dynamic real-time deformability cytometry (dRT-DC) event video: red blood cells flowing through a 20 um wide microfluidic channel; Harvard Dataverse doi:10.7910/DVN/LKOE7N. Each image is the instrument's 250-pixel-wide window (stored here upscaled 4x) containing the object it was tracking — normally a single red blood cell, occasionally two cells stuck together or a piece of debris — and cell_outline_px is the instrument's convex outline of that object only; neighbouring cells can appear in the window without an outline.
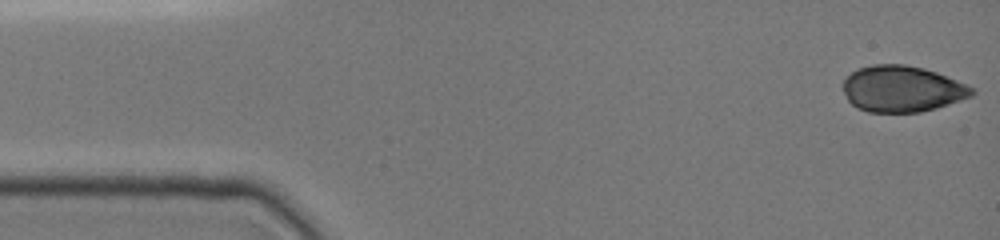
{"species": "common noctule bat (a hibernating species)", "species_latin": "Nyctalus noctula", "temperature_condition": "cold", "stored_images_in_passage": 21, "camera_frame_rate_fps": 3000, "um_per_image_px": 0.085, "animal": {"sex": "female", "body_mass_g": 19.0, "forearm_length_mm": 51.5}, "frame": {"image": 1, "passage_image": 1, "time_ms": 0.0, "image_size_px": [1000, 240], "cell_outline_px": [[976, 92], [972, 96], [936, 108], [920, 112], [868, 112], [856, 108], [848, 100], [844, 92], [844, 80], [856, 68], [872, 64], [904, 64], [924, 68], [936, 72], [976, 88]], "centroid_in_image_um": [76.68, 7.55], "position_along_channel_um": 8.3, "area_um2": 34.8}}
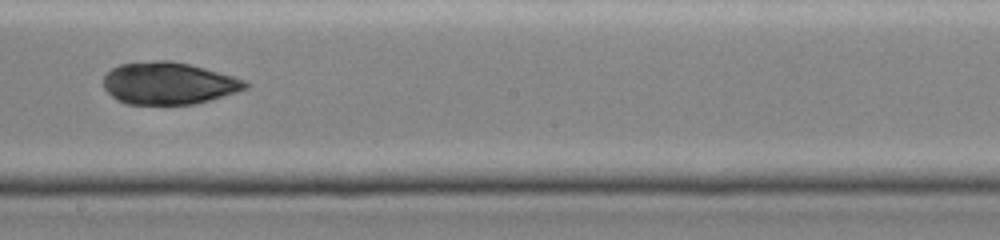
{"frame": {"image": 2, "passage_image": 18, "time_ms": 8.667, "image_size_px": [1000, 240], "cell_outline_px": [[252, 84], [248, 88], [236, 92], [196, 104], [128, 104], [116, 100], [104, 88], [104, 76], [112, 68], [120, 64], [156, 60], [172, 60], [192, 64], [248, 80]], "centroid_in_image_um": [14.38, 7.07], "position_along_channel_um": 233.8, "area_um2": 35.2}}
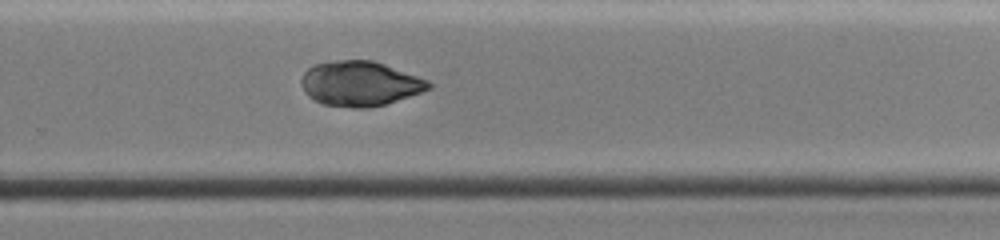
{"frame": {"image": 3, "passage_image": 21, "time_ms": 10.333, "image_size_px": [1000, 240], "cell_outline_px": [[432, 88], [384, 104], [368, 108], [352, 108], [324, 104], [308, 96], [304, 92], [300, 84], [300, 76], [308, 68], [316, 64], [336, 60], [372, 60], [384, 64], [428, 80], [432, 84]], "centroid_in_image_um": [30.55, 7.1], "position_along_channel_um": 299.2, "area_um2": 33.12}}